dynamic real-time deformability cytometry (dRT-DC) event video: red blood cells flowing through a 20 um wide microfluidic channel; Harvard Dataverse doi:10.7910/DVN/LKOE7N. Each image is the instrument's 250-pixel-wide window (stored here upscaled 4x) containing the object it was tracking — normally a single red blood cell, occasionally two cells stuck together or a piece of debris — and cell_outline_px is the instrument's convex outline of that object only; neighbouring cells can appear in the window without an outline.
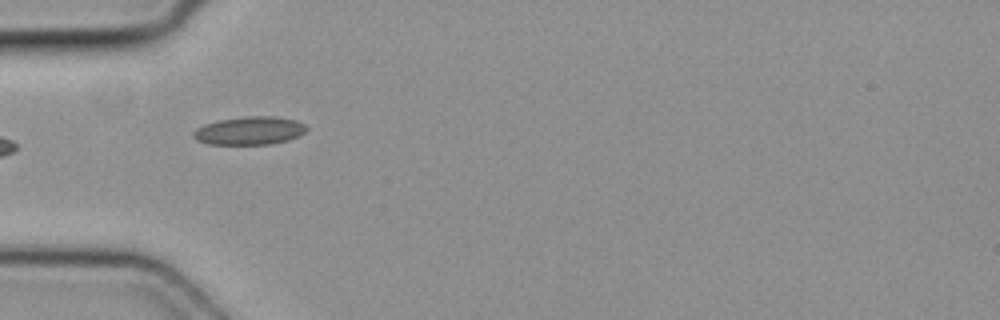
{"species": "common noctule bat (a hibernating species)", "species_latin": "Nyctalus noctula", "temperature_condition": "cold", "stored_images_in_passage": 4, "camera_frame_rate_fps": 3000, "um_per_image_px": 0.085, "animal": {"sex": "female", "body_mass_g": 19.3, "forearm_length_mm": 54.1}, "frame": {"image": 1, "passage_image": 2, "time_ms": 0.333, "image_size_px": [1000, 320], "cell_outline_px": [[308, 128], [300, 136], [288, 140], [272, 144], [208, 144], [196, 140], [192, 136], [192, 132], [196, 128], [204, 124], [220, 120], [244, 116], [276, 116], [296, 120], [304, 124]], "centroid_in_image_um": [21.21, 11.1], "position_along_channel_um": 63.8, "area_um2": 18.73}}
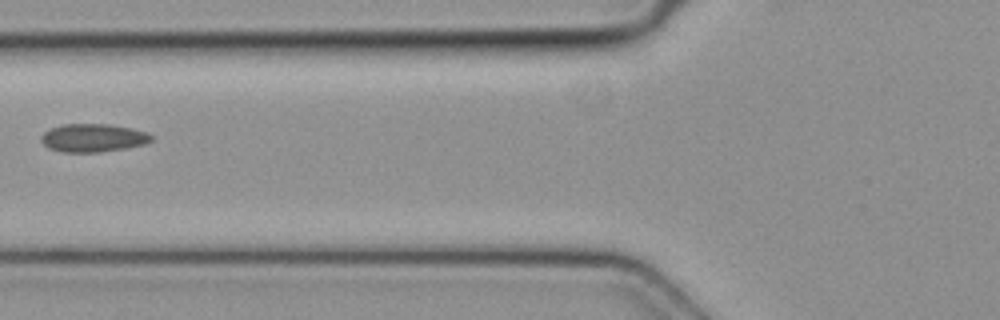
{"frame": {"image": 2, "passage_image": 3, "time_ms": 0.667, "image_size_px": [1000, 320], "cell_outline_px": [[152, 140], [144, 144], [124, 148], [100, 152], [64, 152], [48, 148], [40, 140], [40, 136], [44, 132], [52, 128], [64, 124], [108, 124], [132, 128], [148, 132], [152, 136]], "centroid_in_image_um": [7.91, 11.71], "position_along_channel_um": 117.9, "area_um2": 18.03}}
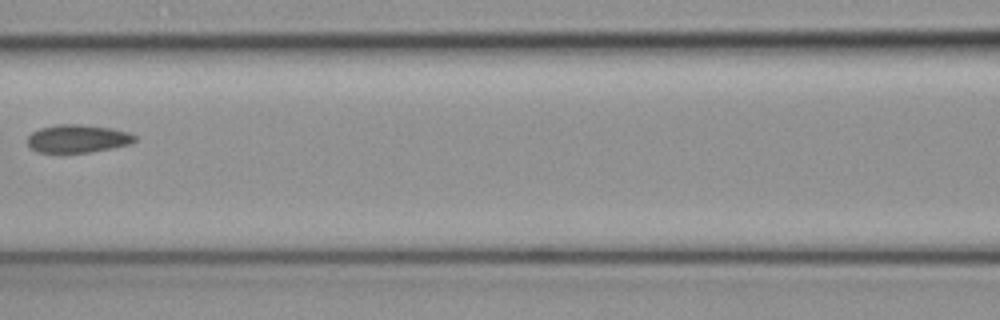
{"frame": {"image": 3, "passage_image": 4, "time_ms": 1.0, "image_size_px": [1000, 320], "cell_outline_px": [[136, 140], [128, 144], [112, 148], [88, 152], [36, 152], [28, 144], [28, 136], [32, 132], [40, 128], [56, 124], [80, 124], [112, 128], [128, 132], [136, 136]], "centroid_in_image_um": [6.59, 11.77], "position_along_channel_um": 160.0, "area_um2": 17.4}}